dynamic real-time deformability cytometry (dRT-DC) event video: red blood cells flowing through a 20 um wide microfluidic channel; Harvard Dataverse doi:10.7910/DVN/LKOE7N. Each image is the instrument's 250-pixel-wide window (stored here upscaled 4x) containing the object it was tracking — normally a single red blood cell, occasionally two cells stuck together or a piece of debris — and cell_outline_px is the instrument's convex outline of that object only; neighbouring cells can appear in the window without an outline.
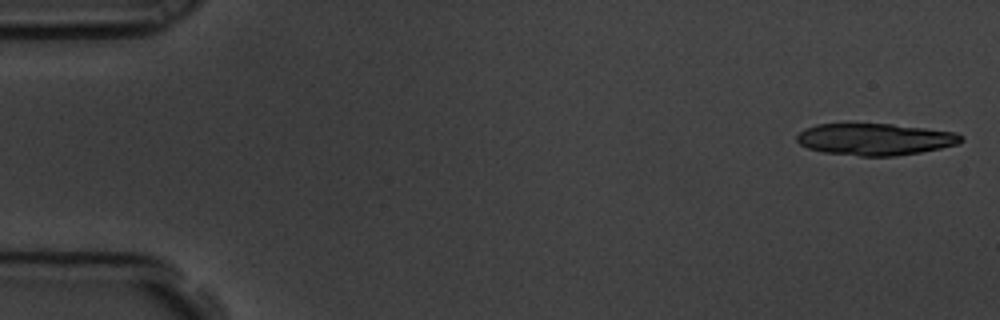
{"species": "common noctule bat (a hibernating species)", "species_latin": "Nyctalus noctula", "temperature_condition": "room temperature", "stored_images_in_passage": 6, "camera_frame_rate_fps": 3000, "um_per_image_px": 0.085, "animal": {"sex": "male", "body_mass_g": 19.5, "forearm_length_mm": 54.6}, "frame": {"image": 1, "passage_image": 1, "time_ms": 0.0, "image_size_px": [1000, 320], "cell_outline_px": [[964, 140], [956, 144], [940, 148], [920, 152], [896, 156], [860, 156], [824, 152], [808, 148], [800, 144], [796, 140], [796, 136], [804, 128], [816, 124], [892, 124], [956, 132], [964, 136]], "centroid_in_image_um": [74.37, 11.83], "position_along_channel_um": 10.6, "area_um2": 30.4}}
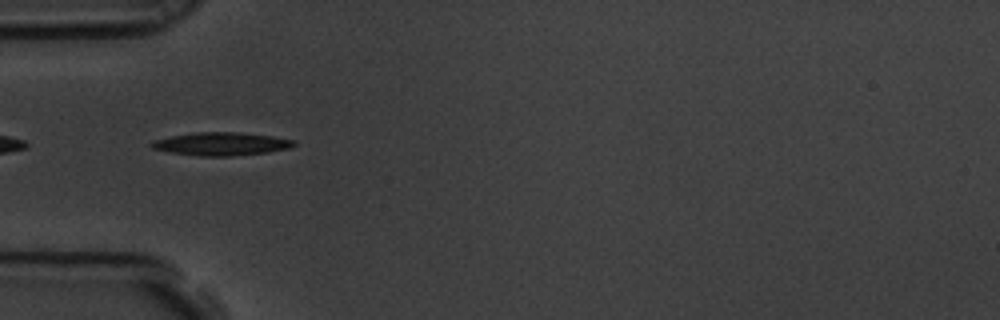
{"frame": {"image": 2, "passage_image": 5, "time_ms": 1.333, "image_size_px": [1000, 320], "cell_outline_px": [[296, 144], [288, 148], [268, 152], [232, 156], [200, 156], [168, 152], [152, 148], [148, 144], [152, 140], [172, 136], [196, 132], [240, 132], [272, 136], [296, 140]], "centroid_in_image_um": [18.79, 12.23], "position_along_channel_um": 66.2, "area_um2": 19.25}}
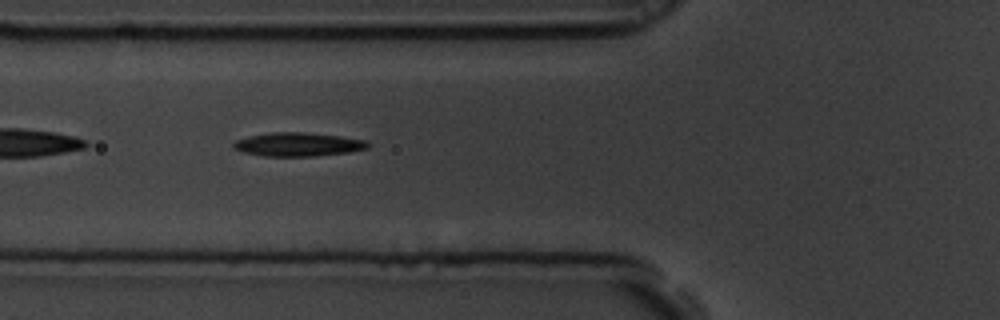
{"frame": {"image": 3, "passage_image": 6, "time_ms": 1.667, "image_size_px": [1000, 320], "cell_outline_px": [[368, 148], [348, 152], [312, 156], [264, 156], [244, 152], [232, 148], [232, 144], [236, 140], [248, 136], [272, 132], [304, 132], [340, 136], [364, 140], [368, 144]], "centroid_in_image_um": [25.28, 12.27], "position_along_channel_um": 100.5, "area_um2": 18.38}}